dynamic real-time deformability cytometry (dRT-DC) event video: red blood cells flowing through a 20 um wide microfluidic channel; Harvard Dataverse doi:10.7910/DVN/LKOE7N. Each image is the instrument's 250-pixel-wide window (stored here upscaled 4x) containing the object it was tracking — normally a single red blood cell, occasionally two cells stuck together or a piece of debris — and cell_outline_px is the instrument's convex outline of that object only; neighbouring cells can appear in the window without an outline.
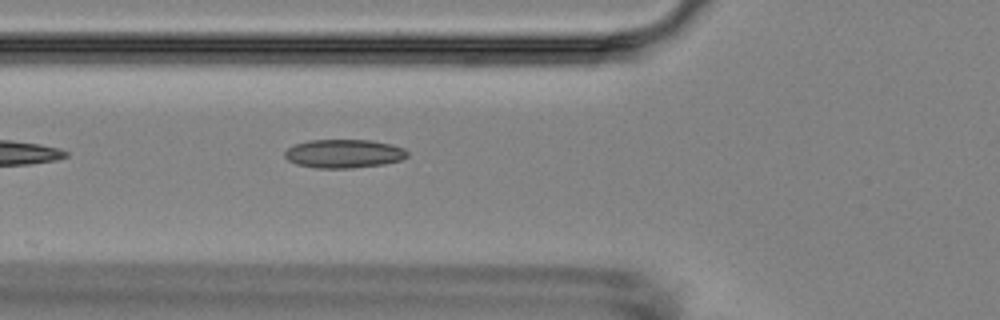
{"species": "Egyptian fruit bat (a non-hibernating species)", "species_latin": "Rousettus aegyptiacus", "temperature_condition": "room temperature", "stored_images_in_passage": 5, "camera_frame_rate_fps": 3000, "um_per_image_px": 0.085, "animal": {"sex": "female"}, "frame": {"image": 1, "passage_image": 5, "time_ms": 5.667, "image_size_px": [1000, 320], "cell_outline_px": [[408, 156], [400, 160], [384, 164], [352, 168], [316, 168], [296, 164], [288, 160], [284, 156], [284, 152], [288, 148], [296, 144], [308, 140], [372, 140], [392, 144], [404, 148], [408, 152]], "centroid_in_image_um": [29.24, 13.06], "position_along_channel_um": 96.6, "area_um2": 20.52}}